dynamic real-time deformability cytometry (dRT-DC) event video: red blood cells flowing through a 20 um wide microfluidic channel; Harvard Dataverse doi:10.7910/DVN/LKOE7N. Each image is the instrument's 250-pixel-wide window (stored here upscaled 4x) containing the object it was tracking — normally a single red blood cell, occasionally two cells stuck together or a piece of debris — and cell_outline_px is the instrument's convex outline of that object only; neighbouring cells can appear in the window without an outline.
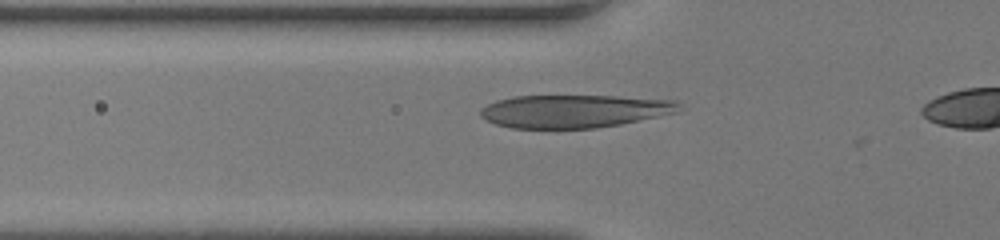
{"species": "human", "species_latin": "Homo sapiens", "temperature_condition": "room temperature", "stored_images_in_passage": 38, "camera_frame_rate_fps": 3000, "um_per_image_px": 0.085, "donor": {"sex": "female"}, "frame": {"image": 1, "passage_image": 14, "time_ms": 4.333, "image_size_px": [1000, 240], "cell_outline_px": [[680, 112], [620, 124], [596, 128], [512, 128], [496, 124], [480, 116], [480, 108], [496, 100], [516, 96], [616, 96], [676, 100], [680, 104]], "centroid_in_image_um": [48.83, 9.44], "position_along_channel_um": 77.0, "area_um2": 38.15}}
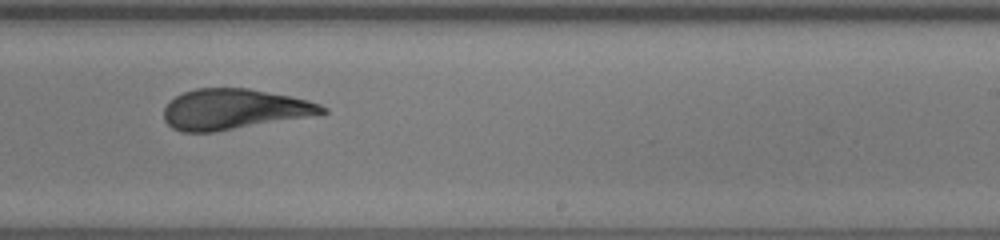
{"frame": {"image": 2, "passage_image": 28, "time_ms": 9.0, "image_size_px": [1000, 240], "cell_outline_px": [[328, 112], [312, 116], [216, 132], [180, 132], [172, 128], [164, 120], [164, 108], [176, 96], [184, 92], [196, 88], [248, 88], [292, 96], [308, 100], [320, 104], [328, 108]], "centroid_in_image_um": [19.91, 9.29], "position_along_channel_um": 269.1, "area_um2": 37.51}}
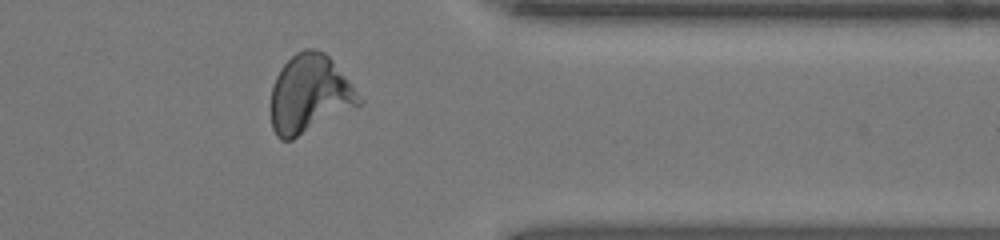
{"frame": {"image": 3, "passage_image": 37, "time_ms": 12.0, "image_size_px": [1000, 240], "cell_outline_px": [[364, 100], [360, 104], [292, 140], [280, 140], [276, 136], [272, 128], [268, 108], [268, 104], [272, 84], [280, 68], [296, 52], [304, 48], [316, 48], [324, 52], [332, 60]], "centroid_in_image_um": [26.24, 8.01], "position_along_channel_um": 385.2, "area_um2": 40.52}}